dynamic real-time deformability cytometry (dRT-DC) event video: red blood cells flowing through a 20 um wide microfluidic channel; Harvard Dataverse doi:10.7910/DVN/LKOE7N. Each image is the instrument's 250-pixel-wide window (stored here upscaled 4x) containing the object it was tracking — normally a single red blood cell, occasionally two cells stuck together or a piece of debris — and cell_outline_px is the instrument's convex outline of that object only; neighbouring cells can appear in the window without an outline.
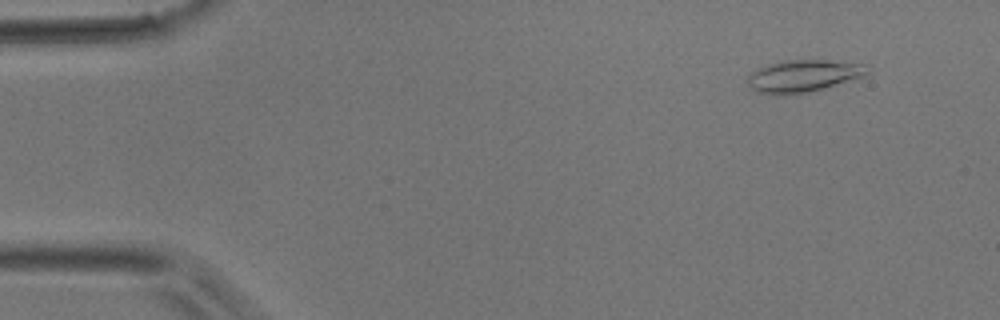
{"species": "common noctule bat (a hibernating species)", "species_latin": "Nyctalus noctula", "temperature_condition": "room temperature", "stored_images_in_passage": 17, "camera_frame_rate_fps": 3000, "um_per_image_px": 0.085, "animal": {"sex": "male", "body_mass_g": 17.9}, "frame": {"image": 1, "passage_image": 4, "time_ms": 1.0, "image_size_px": [1000, 320], "cell_outline_px": [[868, 72], [864, 76], [808, 92], [784, 96], [776, 96], [760, 92], [752, 88], [748, 84], [748, 76], [752, 72], [768, 64], [784, 60], [824, 60], [868, 64]], "centroid_in_image_um": [68.27, 6.46], "position_along_channel_um": 16.7, "area_um2": 22.31}}
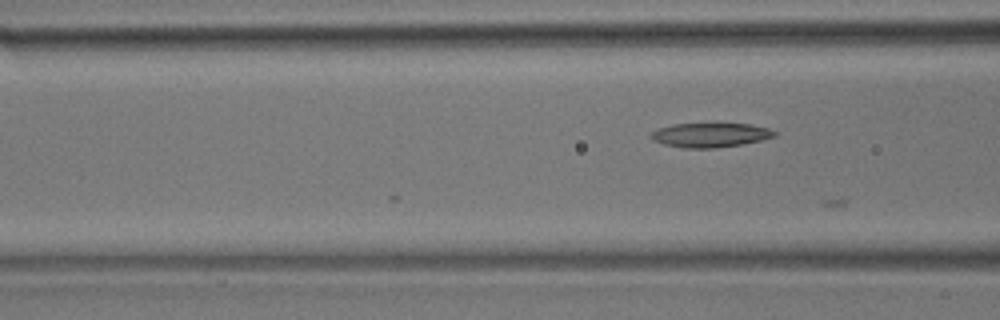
{"frame": {"image": 2, "passage_image": 17, "time_ms": 5.333, "image_size_px": [1000, 320], "cell_outline_px": [[776, 136], [744, 144], [716, 148], [684, 148], [664, 144], [652, 140], [648, 136], [652, 132], [660, 128], [672, 124], [748, 124], [768, 128], [776, 132]], "centroid_in_image_um": [60.35, 11.49], "position_along_channel_um": 106.2, "area_um2": 17.4}}